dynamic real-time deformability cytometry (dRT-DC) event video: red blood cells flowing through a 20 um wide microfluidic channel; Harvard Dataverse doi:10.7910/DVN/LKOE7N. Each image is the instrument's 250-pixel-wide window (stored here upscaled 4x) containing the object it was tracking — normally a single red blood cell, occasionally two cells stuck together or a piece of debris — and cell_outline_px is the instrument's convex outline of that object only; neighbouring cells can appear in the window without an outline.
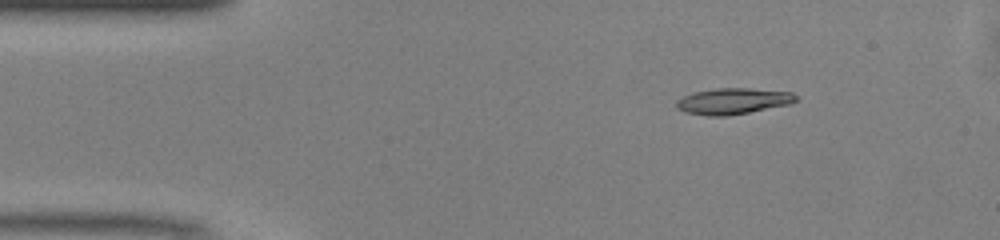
{"species": "common noctule bat (a hibernating species)", "species_latin": "Nyctalus noctula", "temperature_condition": "warm", "stored_images_in_passage": 43, "camera_frame_rate_fps": 3000, "um_per_image_px": 0.085, "animal": {"sex": "male", "body_mass_g": 13.0, "forearm_length_mm": 53.1}, "frame": {"image": 1, "passage_image": 1, "time_ms": 0.0, "image_size_px": [1000, 240], "cell_outline_px": [[796, 100], [792, 104], [728, 116], [708, 116], [684, 112], [676, 108], [676, 100], [692, 92], [716, 88], [748, 88], [792, 92], [796, 96]], "centroid_in_image_um": [62.28, 8.6], "position_along_channel_um": 22.7, "area_um2": 18.32}}
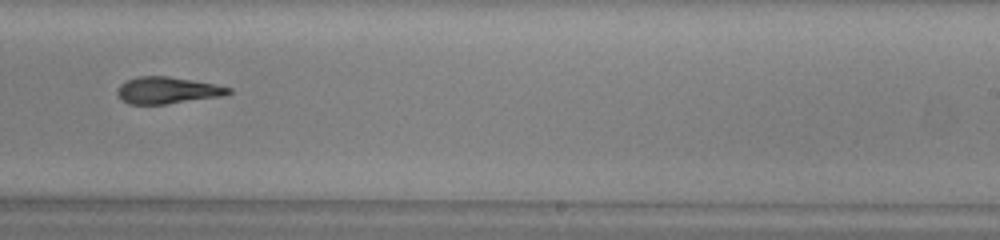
{"frame": {"image": 2, "passage_image": 24, "time_ms": 7.667, "image_size_px": [1000, 240], "cell_outline_px": [[232, 92], [224, 96], [168, 104], [128, 104], [120, 100], [116, 92], [120, 84], [124, 80], [136, 76], [168, 76], [216, 84], [232, 88]], "centroid_in_image_um": [14.21, 7.68], "position_along_channel_um": 274.8, "area_um2": 17.69}}
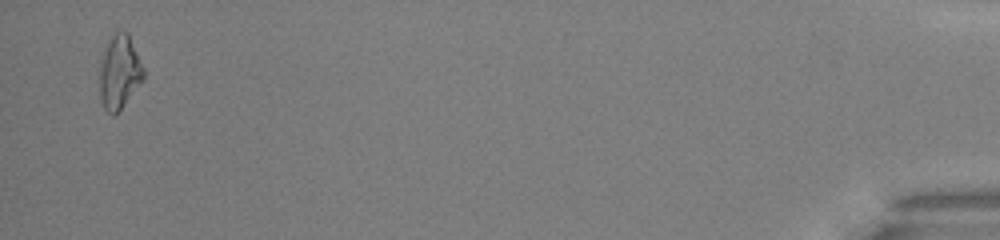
{"frame": {"image": 3, "passage_image": 42, "time_ms": 13.667, "image_size_px": [1000, 240], "cell_outline_px": [[144, 80], [120, 108], [112, 116], [104, 108], [100, 100], [100, 64], [104, 52], [116, 28], [128, 32], [144, 68]], "centroid_in_image_um": [10.16, 6.1], "position_along_channel_um": 425.0, "area_um2": 18.73}, "authors_computed_cell_mechanics": {"area_um2": 17.8024, "velocity_mm_per_s": 4.1363, "shape_relaxation_time_tau1_ms": 3.9984, "shape_relaxation_time_tau2_ms": 3.0617, "deformation_change_tau1": 0.1718, "deformation_change_tau2": 0.1233}}